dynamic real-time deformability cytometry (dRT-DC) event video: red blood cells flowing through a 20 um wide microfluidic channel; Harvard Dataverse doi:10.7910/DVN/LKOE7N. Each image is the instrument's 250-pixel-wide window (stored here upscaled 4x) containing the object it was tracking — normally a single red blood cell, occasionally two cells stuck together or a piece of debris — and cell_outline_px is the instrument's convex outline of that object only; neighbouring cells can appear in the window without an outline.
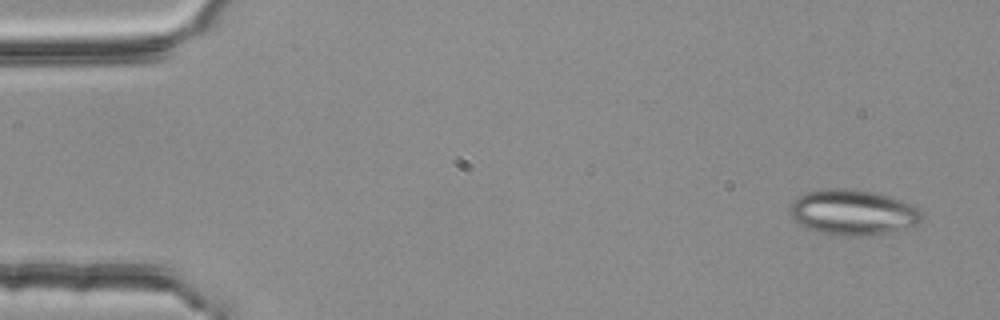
{"species": "common noctule bat (a hibernating species)", "species_latin": "Nyctalus noctula", "temperature_condition": "room temperature", "stored_images_in_passage": 4, "camera_frame_rate_fps": 3000, "um_per_image_px": 0.085, "animal": {"sex": "female", "body_mass_g": 25.1}, "frame": {"image": 1, "passage_image": 1, "time_ms": 0.0, "image_size_px": [1000, 320], "cell_outline_px": [[924, 220], [916, 224], [888, 232], [868, 236], [852, 236], [824, 232], [804, 228], [788, 212], [788, 208], [792, 200], [808, 192], [824, 188], [852, 188], [872, 192], [888, 196], [900, 200], [920, 208], [924, 216]], "centroid_in_image_um": [72.49, 18.03], "position_along_channel_um": 12.5, "area_um2": 34.85}}
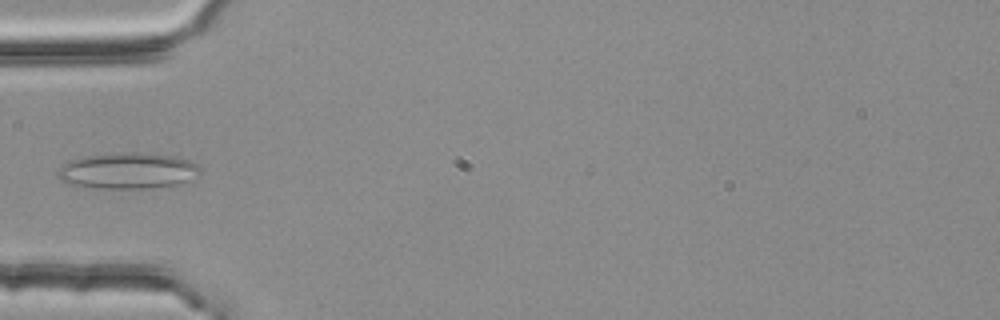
{"frame": {"image": 2, "passage_image": 4, "time_ms": 1.0, "image_size_px": [1000, 320], "cell_outline_px": [[200, 172], [176, 184], [148, 188], [76, 188], [60, 180], [56, 176], [56, 172], [60, 164], [84, 156], [116, 152], [140, 152], [176, 156], [188, 160], [196, 164], [200, 168]], "centroid_in_image_um": [10.71, 14.51], "position_along_channel_um": 74.3, "area_um2": 30.23}}